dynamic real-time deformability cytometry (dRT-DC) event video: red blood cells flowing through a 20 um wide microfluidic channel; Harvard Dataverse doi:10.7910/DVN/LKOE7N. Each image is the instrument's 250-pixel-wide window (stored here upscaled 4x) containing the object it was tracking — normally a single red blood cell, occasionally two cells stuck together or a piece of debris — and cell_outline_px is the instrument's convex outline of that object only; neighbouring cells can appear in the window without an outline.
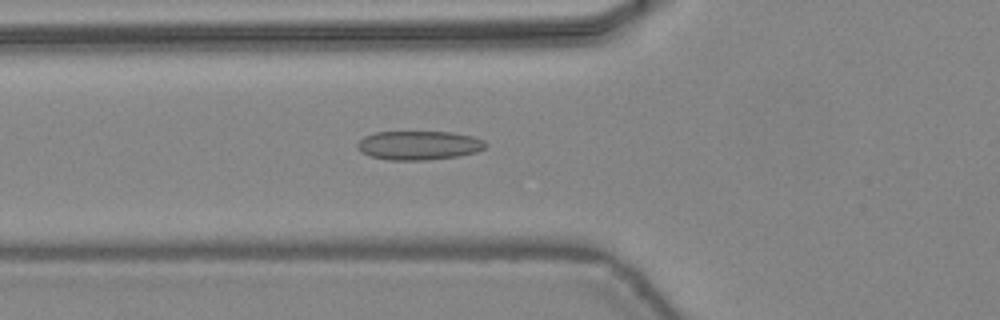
{"species": "common noctule bat (a hibernating species)", "species_latin": "Nyctalus noctula", "temperature_condition": "warm", "stored_images_in_passage": 46, "camera_frame_rate_fps": 3000, "um_per_image_px": 0.085, "animal": {"sex": "female", "body_mass_g": 24.6, "forearm_length_mm": 56.2}, "frame": {"image": 1, "passage_image": 17, "time_ms": 5.333, "image_size_px": [1000, 320], "cell_outline_px": [[488, 144], [484, 148], [476, 152], [460, 156], [428, 160], [388, 160], [372, 156], [360, 152], [356, 148], [356, 144], [364, 136], [376, 132], [452, 132], [472, 136], [484, 140]], "centroid_in_image_um": [35.6, 12.36], "position_along_channel_um": 90.2, "area_um2": 21.79}}
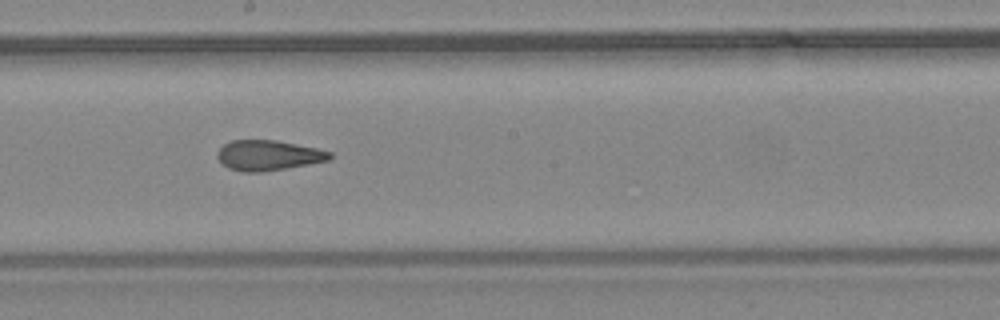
{"frame": {"image": 2, "passage_image": 26, "time_ms": 8.333, "image_size_px": [1000, 320], "cell_outline_px": [[332, 160], [260, 172], [244, 172], [228, 168], [216, 156], [216, 152], [224, 144], [232, 140], [276, 140], [316, 148], [332, 152]], "centroid_in_image_um": [22.81, 13.2], "position_along_channel_um": 225.4, "area_um2": 19.71}}
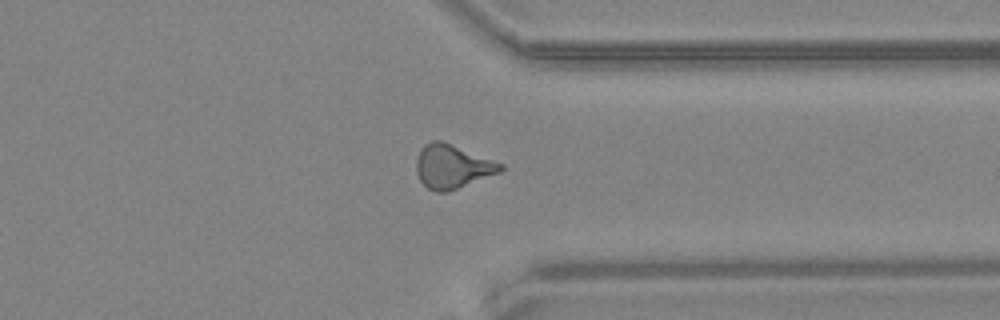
{"frame": {"image": 3, "passage_image": 36, "time_ms": 11.667, "image_size_px": [1000, 320], "cell_outline_px": [[504, 168], [500, 172], [448, 192], [436, 192], [428, 188], [420, 180], [416, 172], [416, 160], [420, 148], [424, 144], [432, 140], [440, 140], [452, 144], [504, 164]], "centroid_in_image_um": [38.43, 14.15], "position_along_channel_um": 373.0, "area_um2": 21.5}, "authors_computed_cell_mechanics": {"area_um2": 20.6635, "velocity_mm_per_s": 4.4904, "shape_relaxation_time_tau1_ms": null, "shape_relaxation_time_tau2_ms": 1.6235, "deformation_change_tau1": null, "deformation_change_tau2": 0.0918}}